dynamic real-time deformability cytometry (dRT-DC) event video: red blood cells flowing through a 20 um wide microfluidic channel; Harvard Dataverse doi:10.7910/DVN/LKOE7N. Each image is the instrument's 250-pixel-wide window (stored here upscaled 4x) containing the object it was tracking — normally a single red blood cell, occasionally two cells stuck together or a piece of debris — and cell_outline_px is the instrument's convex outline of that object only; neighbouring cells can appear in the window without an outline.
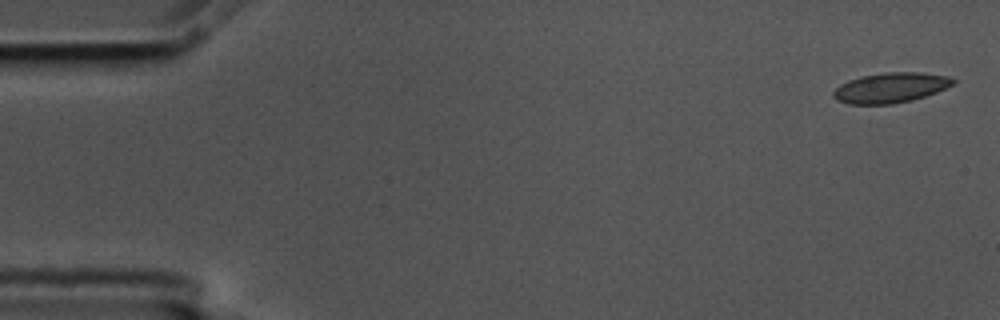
{"species": "common noctule bat (a hibernating species)", "species_latin": "Nyctalus noctula", "temperature_condition": "cold", "stored_images_in_passage": 5, "camera_frame_rate_fps": 3000, "um_per_image_px": 0.085, "animal": {"sex": "male", "body_mass_g": 17.5, "forearm_length_mm": 52.3}, "frame": {"image": 1, "passage_image": 1, "time_ms": 0.0, "image_size_px": [1000, 320], "cell_outline_px": [[956, 80], [952, 84], [936, 92], [912, 100], [892, 104], [848, 104], [836, 100], [832, 96], [832, 92], [840, 84], [848, 80], [864, 76], [884, 72], [920, 72], [948, 76]], "centroid_in_image_um": [75.66, 7.46], "position_along_channel_um": 9.3, "area_um2": 20.92}}
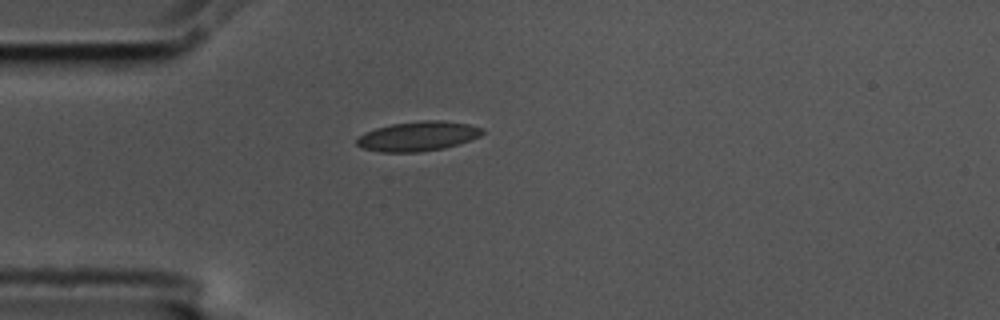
{"frame": {"image": 2, "passage_image": 4, "time_ms": 1.0, "image_size_px": [1000, 320], "cell_outline_px": [[484, 132], [480, 136], [444, 148], [416, 152], [380, 152], [360, 148], [356, 144], [356, 140], [364, 132], [376, 128], [392, 124], [424, 120], [440, 120], [468, 124], [484, 128]], "centroid_in_image_um": [35.49, 11.58], "position_along_channel_um": 49.5, "area_um2": 21.56}}